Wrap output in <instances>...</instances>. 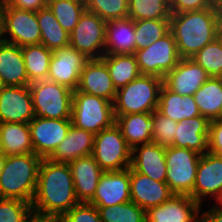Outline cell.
<instances>
[{"label": "cell", "instance_id": "obj_1", "mask_svg": "<svg viewBox=\"0 0 222 222\" xmlns=\"http://www.w3.org/2000/svg\"><path fill=\"white\" fill-rule=\"evenodd\" d=\"M72 173L68 163H56L43 158L37 179L32 211L61 218L78 205Z\"/></svg>", "mask_w": 222, "mask_h": 222}, {"label": "cell", "instance_id": "obj_2", "mask_svg": "<svg viewBox=\"0 0 222 222\" xmlns=\"http://www.w3.org/2000/svg\"><path fill=\"white\" fill-rule=\"evenodd\" d=\"M221 26L222 12L218 7L171 14L170 31L180 58H192L205 45L214 41Z\"/></svg>", "mask_w": 222, "mask_h": 222}, {"label": "cell", "instance_id": "obj_3", "mask_svg": "<svg viewBox=\"0 0 222 222\" xmlns=\"http://www.w3.org/2000/svg\"><path fill=\"white\" fill-rule=\"evenodd\" d=\"M42 160L35 153L6 156L0 174V198L32 203Z\"/></svg>", "mask_w": 222, "mask_h": 222}, {"label": "cell", "instance_id": "obj_4", "mask_svg": "<svg viewBox=\"0 0 222 222\" xmlns=\"http://www.w3.org/2000/svg\"><path fill=\"white\" fill-rule=\"evenodd\" d=\"M163 79L140 75L116 91L113 102L114 115L153 113L157 110Z\"/></svg>", "mask_w": 222, "mask_h": 222}, {"label": "cell", "instance_id": "obj_5", "mask_svg": "<svg viewBox=\"0 0 222 222\" xmlns=\"http://www.w3.org/2000/svg\"><path fill=\"white\" fill-rule=\"evenodd\" d=\"M71 122L76 128L97 134L115 123L113 103L102 97L75 90Z\"/></svg>", "mask_w": 222, "mask_h": 222}, {"label": "cell", "instance_id": "obj_6", "mask_svg": "<svg viewBox=\"0 0 222 222\" xmlns=\"http://www.w3.org/2000/svg\"><path fill=\"white\" fill-rule=\"evenodd\" d=\"M35 117L71 119L73 91L45 79L29 84Z\"/></svg>", "mask_w": 222, "mask_h": 222}, {"label": "cell", "instance_id": "obj_7", "mask_svg": "<svg viewBox=\"0 0 222 222\" xmlns=\"http://www.w3.org/2000/svg\"><path fill=\"white\" fill-rule=\"evenodd\" d=\"M0 20L3 41L19 47L40 44L37 12L16 9L4 1L0 3Z\"/></svg>", "mask_w": 222, "mask_h": 222}, {"label": "cell", "instance_id": "obj_8", "mask_svg": "<svg viewBox=\"0 0 222 222\" xmlns=\"http://www.w3.org/2000/svg\"><path fill=\"white\" fill-rule=\"evenodd\" d=\"M201 155L193 150L165 147L166 183L176 195H190L195 185L198 162Z\"/></svg>", "mask_w": 222, "mask_h": 222}, {"label": "cell", "instance_id": "obj_9", "mask_svg": "<svg viewBox=\"0 0 222 222\" xmlns=\"http://www.w3.org/2000/svg\"><path fill=\"white\" fill-rule=\"evenodd\" d=\"M92 156L104 172L130 167L131 148L116 123L95 134Z\"/></svg>", "mask_w": 222, "mask_h": 222}, {"label": "cell", "instance_id": "obj_10", "mask_svg": "<svg viewBox=\"0 0 222 222\" xmlns=\"http://www.w3.org/2000/svg\"><path fill=\"white\" fill-rule=\"evenodd\" d=\"M135 56L142 75L162 79L178 65L181 59L171 31L147 48L136 50Z\"/></svg>", "mask_w": 222, "mask_h": 222}, {"label": "cell", "instance_id": "obj_11", "mask_svg": "<svg viewBox=\"0 0 222 222\" xmlns=\"http://www.w3.org/2000/svg\"><path fill=\"white\" fill-rule=\"evenodd\" d=\"M70 34V46L88 59H101L106 40V21L87 10Z\"/></svg>", "mask_w": 222, "mask_h": 222}, {"label": "cell", "instance_id": "obj_12", "mask_svg": "<svg viewBox=\"0 0 222 222\" xmlns=\"http://www.w3.org/2000/svg\"><path fill=\"white\" fill-rule=\"evenodd\" d=\"M222 190V156L209 151L201 155L193 192L189 195L201 206L212 203Z\"/></svg>", "mask_w": 222, "mask_h": 222}, {"label": "cell", "instance_id": "obj_13", "mask_svg": "<svg viewBox=\"0 0 222 222\" xmlns=\"http://www.w3.org/2000/svg\"><path fill=\"white\" fill-rule=\"evenodd\" d=\"M34 153L48 158L66 137L71 119H50L34 117L29 123Z\"/></svg>", "mask_w": 222, "mask_h": 222}, {"label": "cell", "instance_id": "obj_14", "mask_svg": "<svg viewBox=\"0 0 222 222\" xmlns=\"http://www.w3.org/2000/svg\"><path fill=\"white\" fill-rule=\"evenodd\" d=\"M89 59L70 45L53 51L48 80L66 86L72 91L78 87L80 74Z\"/></svg>", "mask_w": 222, "mask_h": 222}, {"label": "cell", "instance_id": "obj_15", "mask_svg": "<svg viewBox=\"0 0 222 222\" xmlns=\"http://www.w3.org/2000/svg\"><path fill=\"white\" fill-rule=\"evenodd\" d=\"M35 117L28 86H3L0 89V123L28 124Z\"/></svg>", "mask_w": 222, "mask_h": 222}, {"label": "cell", "instance_id": "obj_16", "mask_svg": "<svg viewBox=\"0 0 222 222\" xmlns=\"http://www.w3.org/2000/svg\"><path fill=\"white\" fill-rule=\"evenodd\" d=\"M201 205L189 195L174 194L145 211L146 222H201Z\"/></svg>", "mask_w": 222, "mask_h": 222}, {"label": "cell", "instance_id": "obj_17", "mask_svg": "<svg viewBox=\"0 0 222 222\" xmlns=\"http://www.w3.org/2000/svg\"><path fill=\"white\" fill-rule=\"evenodd\" d=\"M130 167L103 172L100 176L95 195L89 204L96 207L113 206L130 202Z\"/></svg>", "mask_w": 222, "mask_h": 222}, {"label": "cell", "instance_id": "obj_18", "mask_svg": "<svg viewBox=\"0 0 222 222\" xmlns=\"http://www.w3.org/2000/svg\"><path fill=\"white\" fill-rule=\"evenodd\" d=\"M209 78L192 58H181L178 65L165 75L163 84L181 96H193Z\"/></svg>", "mask_w": 222, "mask_h": 222}, {"label": "cell", "instance_id": "obj_19", "mask_svg": "<svg viewBox=\"0 0 222 222\" xmlns=\"http://www.w3.org/2000/svg\"><path fill=\"white\" fill-rule=\"evenodd\" d=\"M131 201L145 211L167 202L174 193L166 182H159L130 167Z\"/></svg>", "mask_w": 222, "mask_h": 222}, {"label": "cell", "instance_id": "obj_20", "mask_svg": "<svg viewBox=\"0 0 222 222\" xmlns=\"http://www.w3.org/2000/svg\"><path fill=\"white\" fill-rule=\"evenodd\" d=\"M76 90L102 97L112 103L117 91L112 83L108 67L102 59H89L85 63Z\"/></svg>", "mask_w": 222, "mask_h": 222}, {"label": "cell", "instance_id": "obj_21", "mask_svg": "<svg viewBox=\"0 0 222 222\" xmlns=\"http://www.w3.org/2000/svg\"><path fill=\"white\" fill-rule=\"evenodd\" d=\"M130 167L153 180L166 182L165 147L154 142L133 147Z\"/></svg>", "mask_w": 222, "mask_h": 222}, {"label": "cell", "instance_id": "obj_22", "mask_svg": "<svg viewBox=\"0 0 222 222\" xmlns=\"http://www.w3.org/2000/svg\"><path fill=\"white\" fill-rule=\"evenodd\" d=\"M68 164L78 201L89 203L95 195L100 176L104 171L92 155L79 157Z\"/></svg>", "mask_w": 222, "mask_h": 222}, {"label": "cell", "instance_id": "obj_23", "mask_svg": "<svg viewBox=\"0 0 222 222\" xmlns=\"http://www.w3.org/2000/svg\"><path fill=\"white\" fill-rule=\"evenodd\" d=\"M209 125L210 120L202 115L178 122L173 146L203 155L208 152Z\"/></svg>", "mask_w": 222, "mask_h": 222}, {"label": "cell", "instance_id": "obj_24", "mask_svg": "<svg viewBox=\"0 0 222 222\" xmlns=\"http://www.w3.org/2000/svg\"><path fill=\"white\" fill-rule=\"evenodd\" d=\"M94 137L92 132L71 125L66 137L48 159L56 163H70L79 157L90 156L93 153Z\"/></svg>", "mask_w": 222, "mask_h": 222}, {"label": "cell", "instance_id": "obj_25", "mask_svg": "<svg viewBox=\"0 0 222 222\" xmlns=\"http://www.w3.org/2000/svg\"><path fill=\"white\" fill-rule=\"evenodd\" d=\"M0 80L3 86L30 84L21 47L3 40L0 42Z\"/></svg>", "mask_w": 222, "mask_h": 222}, {"label": "cell", "instance_id": "obj_26", "mask_svg": "<svg viewBox=\"0 0 222 222\" xmlns=\"http://www.w3.org/2000/svg\"><path fill=\"white\" fill-rule=\"evenodd\" d=\"M136 40L134 20L129 17L106 22L104 54H135Z\"/></svg>", "mask_w": 222, "mask_h": 222}, {"label": "cell", "instance_id": "obj_27", "mask_svg": "<svg viewBox=\"0 0 222 222\" xmlns=\"http://www.w3.org/2000/svg\"><path fill=\"white\" fill-rule=\"evenodd\" d=\"M115 123L131 149L137 145L152 142L154 130L152 113H133L115 116Z\"/></svg>", "mask_w": 222, "mask_h": 222}, {"label": "cell", "instance_id": "obj_28", "mask_svg": "<svg viewBox=\"0 0 222 222\" xmlns=\"http://www.w3.org/2000/svg\"><path fill=\"white\" fill-rule=\"evenodd\" d=\"M157 111L176 122L201 115L194 96H181L169 90L164 84L160 90Z\"/></svg>", "mask_w": 222, "mask_h": 222}, {"label": "cell", "instance_id": "obj_29", "mask_svg": "<svg viewBox=\"0 0 222 222\" xmlns=\"http://www.w3.org/2000/svg\"><path fill=\"white\" fill-rule=\"evenodd\" d=\"M0 135L6 156L34 153L29 124L0 123Z\"/></svg>", "mask_w": 222, "mask_h": 222}, {"label": "cell", "instance_id": "obj_30", "mask_svg": "<svg viewBox=\"0 0 222 222\" xmlns=\"http://www.w3.org/2000/svg\"><path fill=\"white\" fill-rule=\"evenodd\" d=\"M193 96L202 116L222 119V78L210 77Z\"/></svg>", "mask_w": 222, "mask_h": 222}, {"label": "cell", "instance_id": "obj_31", "mask_svg": "<svg viewBox=\"0 0 222 222\" xmlns=\"http://www.w3.org/2000/svg\"><path fill=\"white\" fill-rule=\"evenodd\" d=\"M41 31L40 44L54 51L70 45V34L63 29L48 6L37 12Z\"/></svg>", "mask_w": 222, "mask_h": 222}, {"label": "cell", "instance_id": "obj_32", "mask_svg": "<svg viewBox=\"0 0 222 222\" xmlns=\"http://www.w3.org/2000/svg\"><path fill=\"white\" fill-rule=\"evenodd\" d=\"M101 59L108 67L109 75L116 90L126 86L141 75L135 54H104Z\"/></svg>", "mask_w": 222, "mask_h": 222}, {"label": "cell", "instance_id": "obj_33", "mask_svg": "<svg viewBox=\"0 0 222 222\" xmlns=\"http://www.w3.org/2000/svg\"><path fill=\"white\" fill-rule=\"evenodd\" d=\"M29 82L45 80L53 51L42 44L21 47Z\"/></svg>", "mask_w": 222, "mask_h": 222}, {"label": "cell", "instance_id": "obj_34", "mask_svg": "<svg viewBox=\"0 0 222 222\" xmlns=\"http://www.w3.org/2000/svg\"><path fill=\"white\" fill-rule=\"evenodd\" d=\"M136 50L145 49L170 31V19L134 21Z\"/></svg>", "mask_w": 222, "mask_h": 222}, {"label": "cell", "instance_id": "obj_35", "mask_svg": "<svg viewBox=\"0 0 222 222\" xmlns=\"http://www.w3.org/2000/svg\"><path fill=\"white\" fill-rule=\"evenodd\" d=\"M47 6L68 33L74 30L86 10V4L80 0H48Z\"/></svg>", "mask_w": 222, "mask_h": 222}, {"label": "cell", "instance_id": "obj_36", "mask_svg": "<svg viewBox=\"0 0 222 222\" xmlns=\"http://www.w3.org/2000/svg\"><path fill=\"white\" fill-rule=\"evenodd\" d=\"M169 0H129L128 17L134 21L144 19H170Z\"/></svg>", "mask_w": 222, "mask_h": 222}, {"label": "cell", "instance_id": "obj_37", "mask_svg": "<svg viewBox=\"0 0 222 222\" xmlns=\"http://www.w3.org/2000/svg\"><path fill=\"white\" fill-rule=\"evenodd\" d=\"M97 209L102 222H146L145 210L132 201Z\"/></svg>", "mask_w": 222, "mask_h": 222}, {"label": "cell", "instance_id": "obj_38", "mask_svg": "<svg viewBox=\"0 0 222 222\" xmlns=\"http://www.w3.org/2000/svg\"><path fill=\"white\" fill-rule=\"evenodd\" d=\"M192 59L207 72L209 77L222 78V45L217 38L205 45Z\"/></svg>", "mask_w": 222, "mask_h": 222}, {"label": "cell", "instance_id": "obj_39", "mask_svg": "<svg viewBox=\"0 0 222 222\" xmlns=\"http://www.w3.org/2000/svg\"><path fill=\"white\" fill-rule=\"evenodd\" d=\"M129 0H89L86 10L97 14L104 21L128 17Z\"/></svg>", "mask_w": 222, "mask_h": 222}, {"label": "cell", "instance_id": "obj_40", "mask_svg": "<svg viewBox=\"0 0 222 222\" xmlns=\"http://www.w3.org/2000/svg\"><path fill=\"white\" fill-rule=\"evenodd\" d=\"M152 118L154 120L152 142L164 147L173 146L178 122L160 114L157 110L152 113Z\"/></svg>", "mask_w": 222, "mask_h": 222}, {"label": "cell", "instance_id": "obj_41", "mask_svg": "<svg viewBox=\"0 0 222 222\" xmlns=\"http://www.w3.org/2000/svg\"><path fill=\"white\" fill-rule=\"evenodd\" d=\"M31 211V203L19 199L0 198V222H23Z\"/></svg>", "mask_w": 222, "mask_h": 222}, {"label": "cell", "instance_id": "obj_42", "mask_svg": "<svg viewBox=\"0 0 222 222\" xmlns=\"http://www.w3.org/2000/svg\"><path fill=\"white\" fill-rule=\"evenodd\" d=\"M60 219L63 222H102L97 207L89 203L73 206Z\"/></svg>", "mask_w": 222, "mask_h": 222}, {"label": "cell", "instance_id": "obj_43", "mask_svg": "<svg viewBox=\"0 0 222 222\" xmlns=\"http://www.w3.org/2000/svg\"><path fill=\"white\" fill-rule=\"evenodd\" d=\"M211 7H217V0H172L170 2L171 14L200 11Z\"/></svg>", "mask_w": 222, "mask_h": 222}, {"label": "cell", "instance_id": "obj_44", "mask_svg": "<svg viewBox=\"0 0 222 222\" xmlns=\"http://www.w3.org/2000/svg\"><path fill=\"white\" fill-rule=\"evenodd\" d=\"M208 151L212 154L222 156V119L210 121Z\"/></svg>", "mask_w": 222, "mask_h": 222}, {"label": "cell", "instance_id": "obj_45", "mask_svg": "<svg viewBox=\"0 0 222 222\" xmlns=\"http://www.w3.org/2000/svg\"><path fill=\"white\" fill-rule=\"evenodd\" d=\"M5 2L16 9L38 12L47 6L48 0H6Z\"/></svg>", "mask_w": 222, "mask_h": 222}, {"label": "cell", "instance_id": "obj_46", "mask_svg": "<svg viewBox=\"0 0 222 222\" xmlns=\"http://www.w3.org/2000/svg\"><path fill=\"white\" fill-rule=\"evenodd\" d=\"M201 222H222V211L214 209L210 204L203 205L201 207Z\"/></svg>", "mask_w": 222, "mask_h": 222}, {"label": "cell", "instance_id": "obj_47", "mask_svg": "<svg viewBox=\"0 0 222 222\" xmlns=\"http://www.w3.org/2000/svg\"><path fill=\"white\" fill-rule=\"evenodd\" d=\"M54 219L55 218L53 216L31 211L23 220V222H52Z\"/></svg>", "mask_w": 222, "mask_h": 222}, {"label": "cell", "instance_id": "obj_48", "mask_svg": "<svg viewBox=\"0 0 222 222\" xmlns=\"http://www.w3.org/2000/svg\"><path fill=\"white\" fill-rule=\"evenodd\" d=\"M214 209L222 211V190L219 192L218 196L210 204Z\"/></svg>", "mask_w": 222, "mask_h": 222}, {"label": "cell", "instance_id": "obj_49", "mask_svg": "<svg viewBox=\"0 0 222 222\" xmlns=\"http://www.w3.org/2000/svg\"><path fill=\"white\" fill-rule=\"evenodd\" d=\"M5 159H6V155L5 154H0V174H1L2 169H3Z\"/></svg>", "mask_w": 222, "mask_h": 222}, {"label": "cell", "instance_id": "obj_50", "mask_svg": "<svg viewBox=\"0 0 222 222\" xmlns=\"http://www.w3.org/2000/svg\"><path fill=\"white\" fill-rule=\"evenodd\" d=\"M217 39L220 41V43L222 45V26L220 27V29L218 31Z\"/></svg>", "mask_w": 222, "mask_h": 222}, {"label": "cell", "instance_id": "obj_51", "mask_svg": "<svg viewBox=\"0 0 222 222\" xmlns=\"http://www.w3.org/2000/svg\"><path fill=\"white\" fill-rule=\"evenodd\" d=\"M217 7L220 9L222 12V0H217Z\"/></svg>", "mask_w": 222, "mask_h": 222}, {"label": "cell", "instance_id": "obj_52", "mask_svg": "<svg viewBox=\"0 0 222 222\" xmlns=\"http://www.w3.org/2000/svg\"><path fill=\"white\" fill-rule=\"evenodd\" d=\"M0 154H4L3 147H2V141H1V135H0Z\"/></svg>", "mask_w": 222, "mask_h": 222}, {"label": "cell", "instance_id": "obj_53", "mask_svg": "<svg viewBox=\"0 0 222 222\" xmlns=\"http://www.w3.org/2000/svg\"><path fill=\"white\" fill-rule=\"evenodd\" d=\"M2 41L1 20H0V42Z\"/></svg>", "mask_w": 222, "mask_h": 222}, {"label": "cell", "instance_id": "obj_54", "mask_svg": "<svg viewBox=\"0 0 222 222\" xmlns=\"http://www.w3.org/2000/svg\"><path fill=\"white\" fill-rule=\"evenodd\" d=\"M52 222H63L60 218H55Z\"/></svg>", "mask_w": 222, "mask_h": 222}, {"label": "cell", "instance_id": "obj_55", "mask_svg": "<svg viewBox=\"0 0 222 222\" xmlns=\"http://www.w3.org/2000/svg\"><path fill=\"white\" fill-rule=\"evenodd\" d=\"M80 1L86 4L89 0H80Z\"/></svg>", "mask_w": 222, "mask_h": 222}, {"label": "cell", "instance_id": "obj_56", "mask_svg": "<svg viewBox=\"0 0 222 222\" xmlns=\"http://www.w3.org/2000/svg\"><path fill=\"white\" fill-rule=\"evenodd\" d=\"M3 87L2 83H1V80H0V89Z\"/></svg>", "mask_w": 222, "mask_h": 222}]
</instances>
